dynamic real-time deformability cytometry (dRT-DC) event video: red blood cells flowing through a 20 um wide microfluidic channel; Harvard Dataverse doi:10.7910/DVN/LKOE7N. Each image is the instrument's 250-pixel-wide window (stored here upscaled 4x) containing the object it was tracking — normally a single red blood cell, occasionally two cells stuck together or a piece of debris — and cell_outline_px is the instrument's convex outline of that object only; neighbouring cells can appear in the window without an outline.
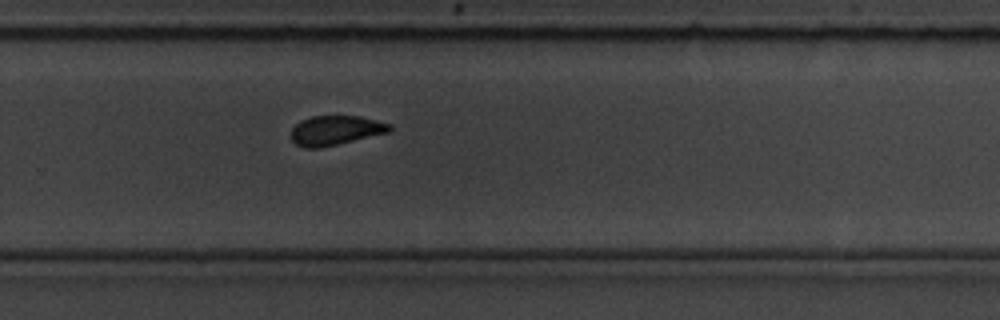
{"species": "common noctule bat (a hibernating species)", "species_latin": "Nyctalus noctula", "temperature_condition": "room temperature", "stored_images_in_passage": 11, "camera_frame_rate_fps": 3000, "um_per_image_px": 0.085, "animal": {"sex": "male", "body_mass_g": 19.5, "forearm_length_mm": 54.6}, "frame": {"image": 1, "passage_image": 11, "time_ms": 11.333, "image_size_px": [1000, 320], "cell_outline_px": [[392, 132], [320, 148], [304, 148], [296, 144], [292, 140], [292, 128], [300, 120], [312, 116], [360, 116], [392, 124]], "centroid_in_image_um": [28.56, 11.08], "position_along_channel_um": 301.2, "area_um2": 17.11}}